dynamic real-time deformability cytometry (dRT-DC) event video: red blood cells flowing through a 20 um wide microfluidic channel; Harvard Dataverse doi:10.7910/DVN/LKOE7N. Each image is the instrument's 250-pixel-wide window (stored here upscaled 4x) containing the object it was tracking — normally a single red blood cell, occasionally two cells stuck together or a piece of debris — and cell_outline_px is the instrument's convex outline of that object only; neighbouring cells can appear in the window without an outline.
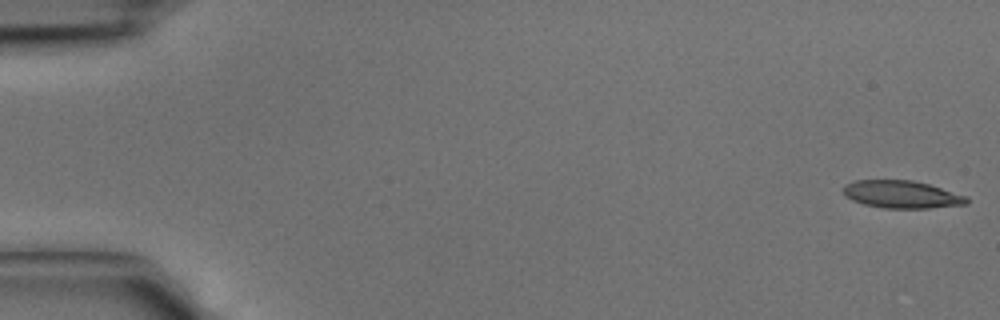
{"species": "common noctule bat (a hibernating species)", "species_latin": "Nyctalus noctula", "temperature_condition": "cold", "stored_images_in_passage": 10, "camera_frame_rate_fps": 3000, "um_per_image_px": 0.085, "animal": {"sex": "male", "body_mass_g": 15.6}, "frame": {"image": 1, "passage_image": 1, "time_ms": 0.0, "image_size_px": [1000, 320], "cell_outline_px": [[968, 204], [928, 208], [884, 208], [864, 204], [852, 200], [844, 196], [844, 184], [856, 180], [912, 180], [928, 184], [968, 196]], "centroid_in_image_um": [76.64, 16.52], "position_along_channel_um": 8.4, "area_um2": 19.83}}